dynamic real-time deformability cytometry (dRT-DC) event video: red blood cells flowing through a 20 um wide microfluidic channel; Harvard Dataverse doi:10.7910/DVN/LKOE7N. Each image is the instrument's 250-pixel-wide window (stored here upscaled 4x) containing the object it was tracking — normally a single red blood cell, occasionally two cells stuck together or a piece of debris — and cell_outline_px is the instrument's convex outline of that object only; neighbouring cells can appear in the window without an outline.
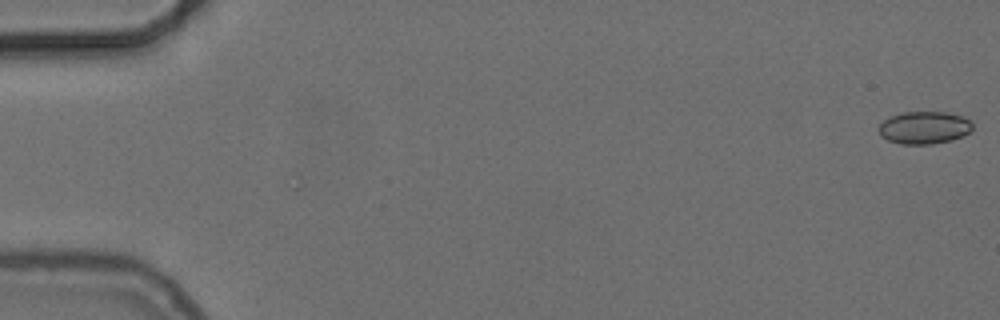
{"species": "common noctule bat (a hibernating species)", "species_latin": "Nyctalus noctula", "temperature_condition": "cold", "stored_images_in_passage": 56, "camera_frame_rate_fps": 3000, "um_per_image_px": 0.085, "animal": {"sex": "female", "body_mass_g": 24.6, "forearm_length_mm": 56.2}, "frame": {"image": 1, "passage_image": 1, "time_ms": 0.0, "image_size_px": [1000, 320], "cell_outline_px": [[972, 128], [964, 136], [952, 140], [932, 144], [900, 144], [888, 140], [880, 136], [876, 128], [888, 116], [904, 112], [948, 112], [964, 116], [972, 124]], "centroid_in_image_um": [78.52, 10.85], "position_along_channel_um": 6.5, "area_um2": 18.03}}
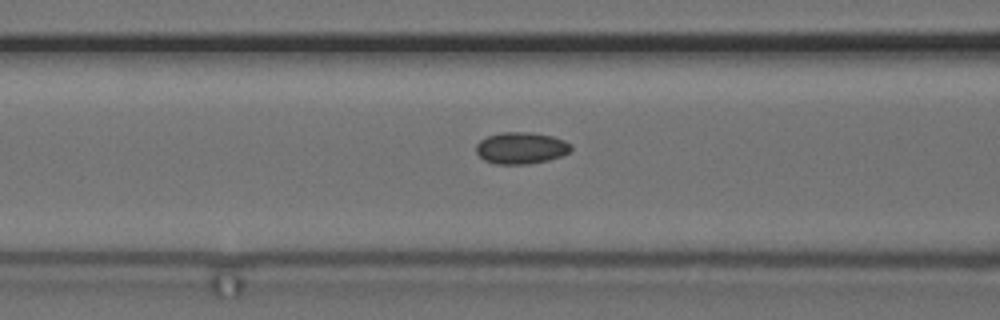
{"frame": {"image": 2, "passage_image": 23, "time_ms": 7.333, "image_size_px": [1000, 320], "cell_outline_px": [[572, 148], [568, 152], [560, 156], [548, 160], [528, 164], [496, 164], [484, 160], [476, 152], [476, 144], [480, 140], [488, 136], [500, 132], [532, 132], [552, 136], [564, 140], [572, 144]], "centroid_in_image_um": [44.28, 12.57], "position_along_channel_um": 122.3, "area_um2": 17.57}}
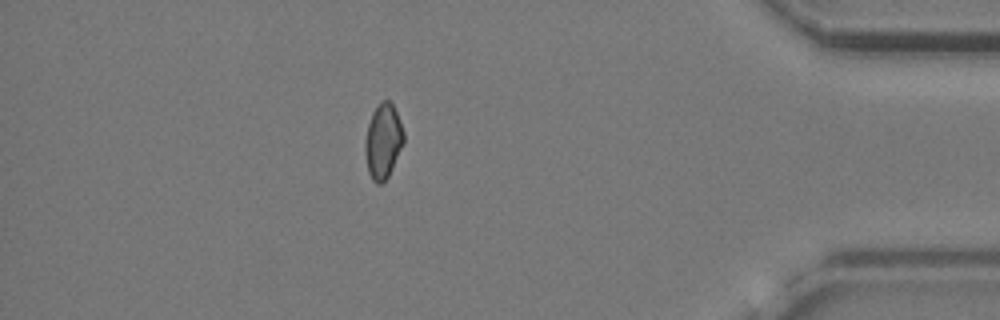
{"frame": {"image": 3, "passage_image": 49, "time_ms": 16.0, "image_size_px": [1000, 320], "cell_outline_px": [[404, 144], [388, 176], [380, 184], [376, 184], [372, 180], [368, 172], [364, 152], [364, 140], [368, 124], [372, 112], [380, 100], [388, 100], [392, 104], [396, 112], [404, 132]], "centroid_in_image_um": [32.54, 12.0], "position_along_channel_um": 402.7, "area_um2": 16.99}, "authors_computed_cell_mechanics": {"area_um2": 17.0799, "velocity_mm_per_s": 3.7176, "shape_relaxation_time_tau1_ms": null, "shape_relaxation_time_tau2_ms": 6.3024, "deformation_change_tau1": null, "deformation_change_tau2": 0.0896}}